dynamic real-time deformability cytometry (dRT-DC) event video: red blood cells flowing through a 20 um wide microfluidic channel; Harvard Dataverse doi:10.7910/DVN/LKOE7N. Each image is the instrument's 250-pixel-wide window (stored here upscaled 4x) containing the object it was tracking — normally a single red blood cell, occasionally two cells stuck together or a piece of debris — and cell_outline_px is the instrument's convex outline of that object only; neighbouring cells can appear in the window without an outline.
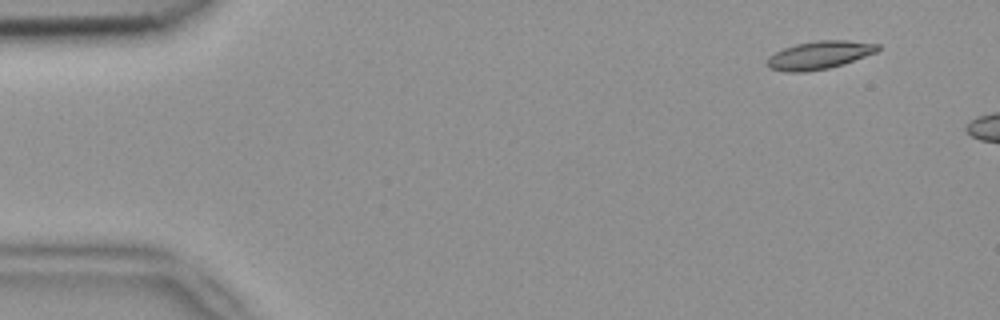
{"species": "common noctule bat (a hibernating species)", "species_latin": "Nyctalus noctula", "temperature_condition": "room temperature", "stored_images_in_passage": 4, "camera_frame_rate_fps": 3000, "um_per_image_px": 0.085, "animal": {"sex": "female", "body_mass_g": 18.4}, "frame": {"image": 1, "passage_image": 2, "time_ms": 0.333, "image_size_px": [1000, 320], "cell_outline_px": [[880, 48], [876, 52], [828, 68], [804, 72], [784, 72], [768, 68], [764, 64], [768, 56], [784, 48], [796, 44], [816, 40], [844, 40], [880, 44]], "centroid_in_image_um": [69.56, 4.68], "position_along_channel_um": 15.4, "area_um2": 17.98}}